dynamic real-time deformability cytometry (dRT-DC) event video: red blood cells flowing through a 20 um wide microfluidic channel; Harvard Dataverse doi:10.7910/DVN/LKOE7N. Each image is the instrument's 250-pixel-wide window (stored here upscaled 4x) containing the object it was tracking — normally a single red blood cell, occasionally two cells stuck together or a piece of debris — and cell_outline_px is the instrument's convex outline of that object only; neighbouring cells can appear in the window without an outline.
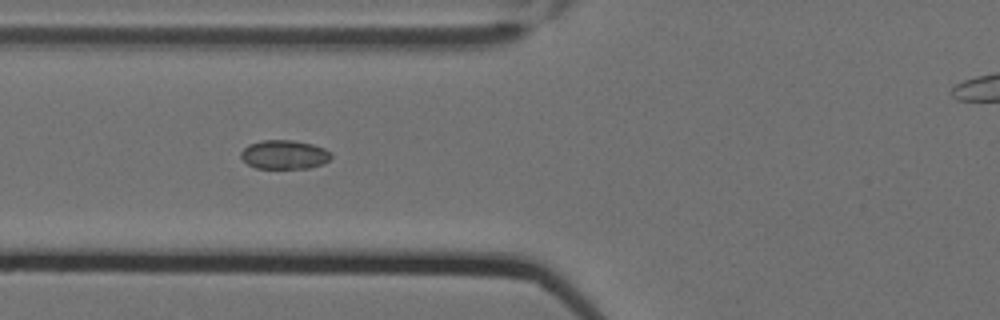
{"species": "Egyptian fruit bat (a non-hibernating species)", "species_latin": "Rousettus aegyptiacus", "temperature_condition": "cold", "stored_images_in_passage": 6, "camera_frame_rate_fps": 3000, "um_per_image_px": 0.085, "animal": {"sex": "female"}, "frame": {"image": 1, "passage_image": 5, "time_ms": 1.333, "image_size_px": [1000, 320], "cell_outline_px": [[332, 156], [324, 164], [308, 168], [256, 168], [248, 164], [240, 156], [240, 152], [248, 144], [264, 140], [292, 140], [312, 144], [324, 148], [332, 152]], "centroid_in_image_um": [24.18, 13.14], "position_along_channel_um": 101.6, "area_um2": 15.26}}
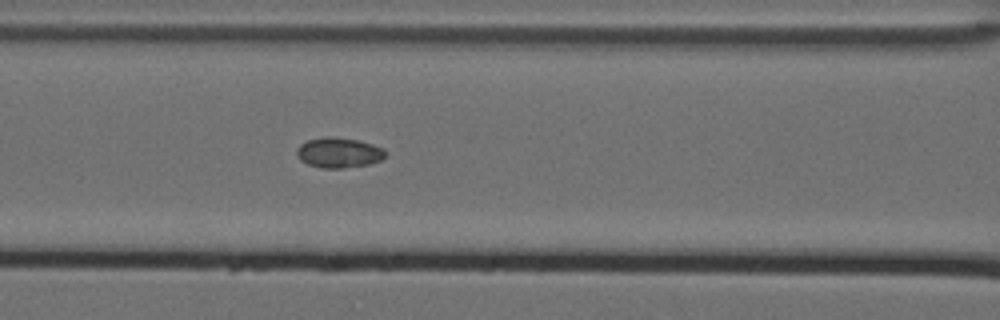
{"frame": {"image": 2, "passage_image": 6, "time_ms": 1.667, "image_size_px": [1000, 320], "cell_outline_px": [[388, 152], [380, 160], [368, 164], [344, 168], [320, 168], [308, 164], [300, 160], [296, 152], [296, 148], [300, 144], [308, 140], [324, 136], [332, 136], [356, 140], [372, 144], [384, 148]], "centroid_in_image_um": [28.78, 12.97], "position_along_channel_um": 137.8, "area_um2": 15.66}}